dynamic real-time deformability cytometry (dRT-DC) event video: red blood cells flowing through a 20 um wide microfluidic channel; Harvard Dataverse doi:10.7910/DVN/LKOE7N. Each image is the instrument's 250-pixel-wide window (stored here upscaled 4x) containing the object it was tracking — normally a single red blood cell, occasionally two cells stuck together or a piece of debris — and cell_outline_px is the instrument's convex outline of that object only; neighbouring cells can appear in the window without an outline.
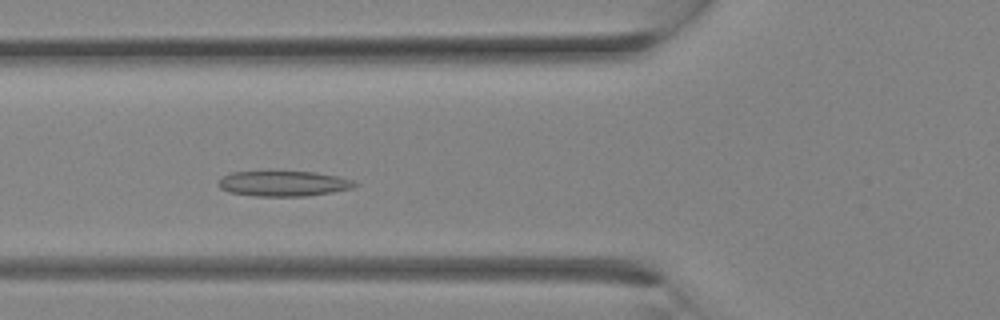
{"species": "Egyptian fruit bat (a non-hibernating species)", "species_latin": "Rousettus aegyptiacus", "temperature_condition": "room temperature", "stored_images_in_passage": 29, "camera_frame_rate_fps": 3000, "um_per_image_px": 0.085, "animal": {"sex": "female"}, "frame": {"image": 1, "passage_image": 9, "time_ms": 2.667, "image_size_px": [1000, 320], "cell_outline_px": [[360, 184], [352, 188], [332, 192], [308, 196], [256, 196], [228, 192], [220, 188], [216, 184], [220, 176], [232, 172], [272, 168], [316, 172], [336, 176], [352, 180]], "centroid_in_image_um": [24.01, 15.54], "position_along_channel_um": 101.8, "area_um2": 21.39}}
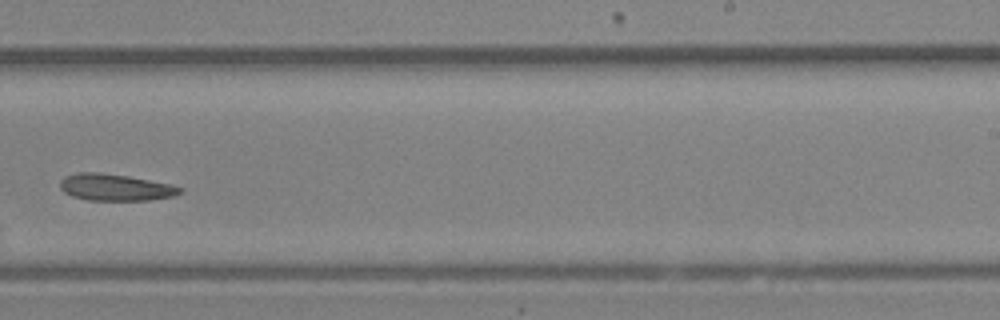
{"frame": {"image": 2, "passage_image": 17, "time_ms": 5.333, "image_size_px": [1000, 320], "cell_outline_px": [[184, 192], [172, 196], [148, 200], [88, 200], [72, 196], [64, 192], [60, 188], [60, 180], [64, 176], [80, 172], [100, 172], [128, 176], [168, 184], [184, 188]], "centroid_in_image_um": [9.78, 15.92], "position_along_channel_um": 279.2, "area_um2": 18.61}}
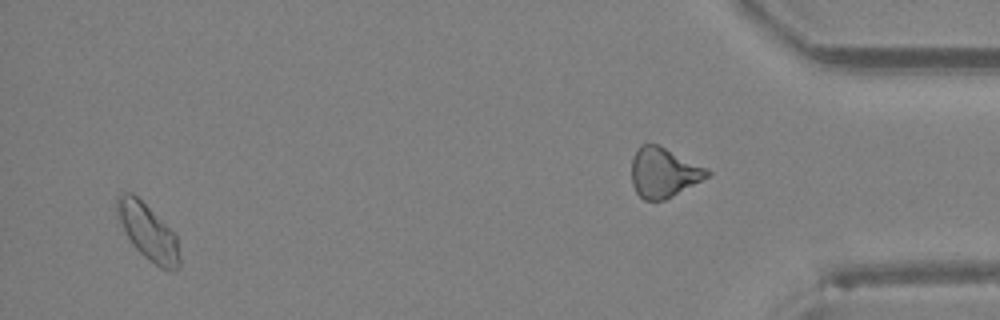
{"frame": {"image": 3, "passage_image": 27, "time_ms": 8.667, "image_size_px": [1000, 320], "cell_outline_px": [[180, 264], [176, 272], [160, 268], [144, 256], [132, 244], [116, 216], [116, 196], [120, 192], [132, 192], [176, 236], [180, 256]], "centroid_in_image_um": [12.55, 19.73], "position_along_channel_um": 422.7, "area_um2": 20.11}}